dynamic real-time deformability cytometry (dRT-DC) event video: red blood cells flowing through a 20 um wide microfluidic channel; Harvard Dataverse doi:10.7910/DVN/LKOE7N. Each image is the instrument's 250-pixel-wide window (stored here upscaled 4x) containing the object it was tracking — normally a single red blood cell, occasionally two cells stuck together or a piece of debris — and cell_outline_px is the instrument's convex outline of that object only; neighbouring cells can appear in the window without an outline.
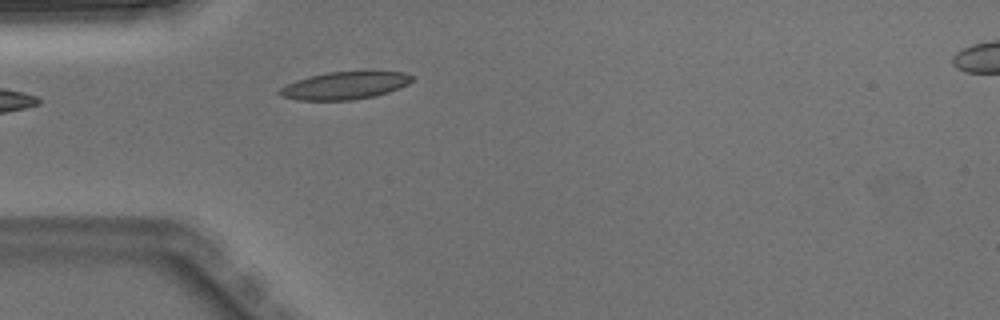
{"species": "Egyptian fruit bat (a non-hibernating species)", "species_latin": "Rousettus aegyptiacus", "temperature_condition": "warm", "stored_images_in_passage": 3, "segment_of_instrument_passage": [1, 2], "camera_frame_rate_fps": 3000, "um_per_image_px": 0.085, "animal": {"sex": "male"}, "frame": {"image": 1, "passage_image": 2, "time_ms": 0.333, "image_size_px": [1000, 320], "cell_outline_px": [[416, 76], [408, 84], [388, 92], [376, 96], [352, 100], [296, 100], [280, 96], [276, 92], [280, 88], [296, 80], [328, 72], [372, 68], [404, 72]], "centroid_in_image_um": [29.4, 7.22], "position_along_channel_um": 55.6, "area_um2": 22.25}}